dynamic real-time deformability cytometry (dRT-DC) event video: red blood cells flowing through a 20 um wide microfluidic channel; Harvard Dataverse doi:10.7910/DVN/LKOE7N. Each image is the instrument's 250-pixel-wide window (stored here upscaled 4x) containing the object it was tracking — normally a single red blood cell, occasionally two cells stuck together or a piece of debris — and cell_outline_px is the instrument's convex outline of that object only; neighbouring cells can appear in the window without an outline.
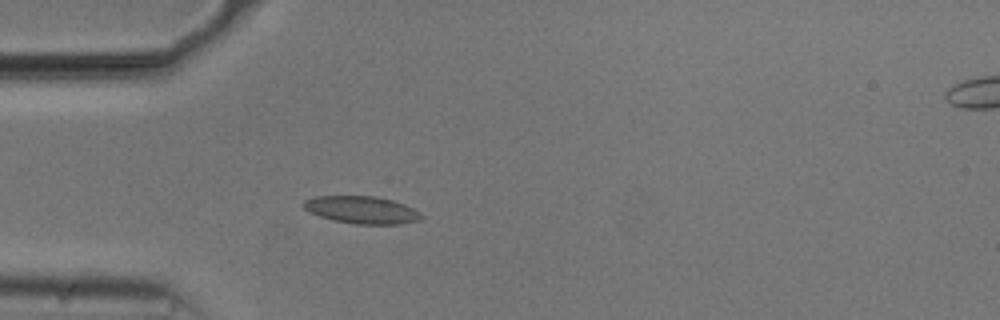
{"species": "common noctule bat (a hibernating species)", "species_latin": "Nyctalus noctula", "temperature_condition": "cold", "stored_images_in_passage": 43, "camera_frame_rate_fps": 3000, "um_per_image_px": 0.085, "animal": {"sex": "male", "body_mass_g": 20.5, "forearm_length_mm": 52.5}, "frame": {"image": 1, "passage_image": 6, "time_ms": 1.667, "image_size_px": [1000, 320], "cell_outline_px": [[424, 216], [420, 220], [400, 224], [356, 224], [336, 220], [320, 216], [308, 212], [300, 204], [304, 200], [316, 196], [376, 196], [392, 200], [404, 204], [420, 212]], "centroid_in_image_um": [30.74, 17.83], "position_along_channel_um": 54.3, "area_um2": 18.84}}
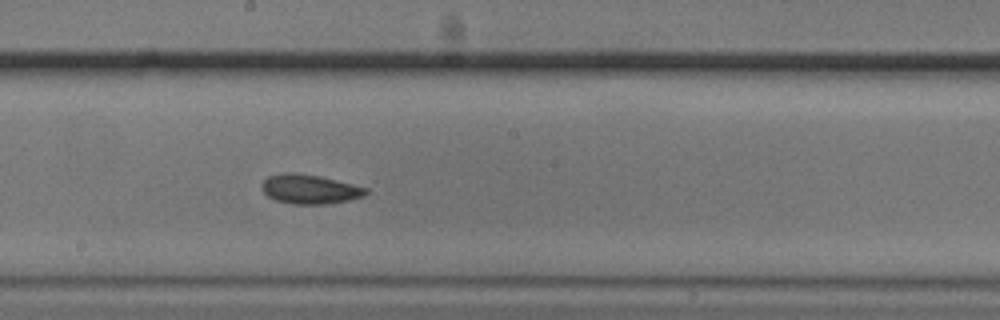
{"frame": {"image": 2, "passage_image": 20, "time_ms": 6.333, "image_size_px": [1000, 320], "cell_outline_px": [[368, 192], [364, 196], [348, 200], [324, 204], [292, 204], [276, 200], [268, 196], [260, 188], [260, 184], [268, 176], [284, 172], [296, 172], [316, 176], [352, 184], [368, 188]], "centroid_in_image_um": [26.28, 16.08], "position_along_channel_um": 221.9, "area_um2": 17.69}}
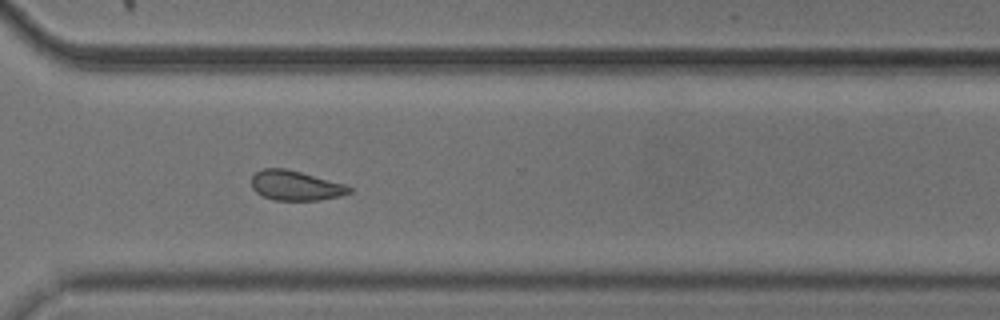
{"frame": {"image": 3, "passage_image": 30, "time_ms": 9.667, "image_size_px": [1000, 320], "cell_outline_px": [[352, 192], [340, 196], [320, 200], [272, 200], [256, 192], [252, 188], [252, 176], [256, 172], [264, 168], [284, 168], [300, 172], [344, 184], [352, 188]], "centroid_in_image_um": [25.11, 15.78], "position_along_channel_um": 345.5, "area_um2": 16.82}}